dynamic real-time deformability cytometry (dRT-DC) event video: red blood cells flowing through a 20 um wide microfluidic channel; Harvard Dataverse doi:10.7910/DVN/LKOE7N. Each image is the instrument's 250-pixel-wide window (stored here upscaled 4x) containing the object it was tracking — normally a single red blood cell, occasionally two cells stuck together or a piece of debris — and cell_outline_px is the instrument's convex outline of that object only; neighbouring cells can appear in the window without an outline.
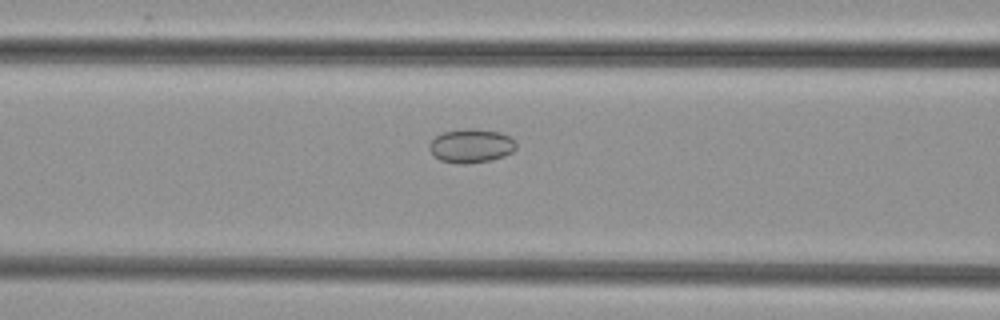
{"species": "common noctule bat (a hibernating species)", "species_latin": "Nyctalus noctula", "temperature_condition": "cold", "stored_images_in_passage": 53, "camera_frame_rate_fps": 3000, "um_per_image_px": 0.085, "animal": {"sex": "female", "body_mass_g": 29.2, "forearm_length_mm": 56.3}, "frame": {"image": 1, "passage_image": 23, "time_ms": 7.333, "image_size_px": [1000, 320], "cell_outline_px": [[516, 148], [512, 152], [504, 156], [492, 160], [464, 164], [456, 164], [440, 160], [428, 148], [428, 144], [436, 136], [444, 132], [464, 128], [472, 128], [500, 132], [516, 140]], "centroid_in_image_um": [40.06, 12.39], "position_along_channel_um": 126.5, "area_um2": 17.22}}
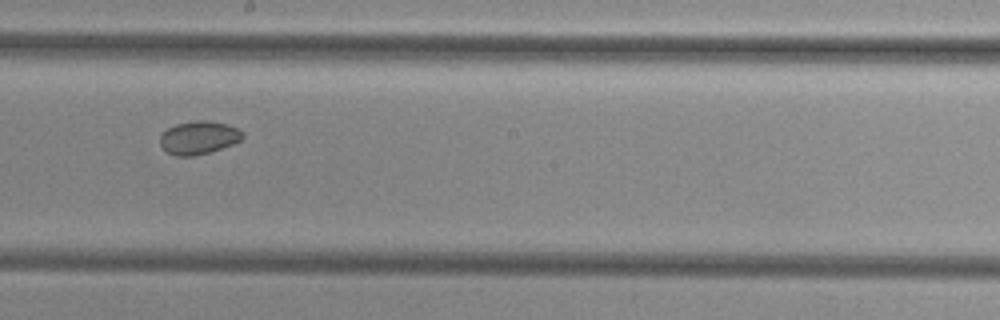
{"frame": {"image": 2, "passage_image": 31, "time_ms": 10.0, "image_size_px": [1000, 320], "cell_outline_px": [[244, 136], [240, 140], [232, 144], [212, 152], [192, 156], [176, 156], [168, 152], [160, 144], [160, 132], [176, 124], [196, 120], [208, 120], [224, 124], [236, 128], [244, 132]], "centroid_in_image_um": [16.87, 11.7], "position_along_channel_um": 231.3, "area_um2": 15.95}}
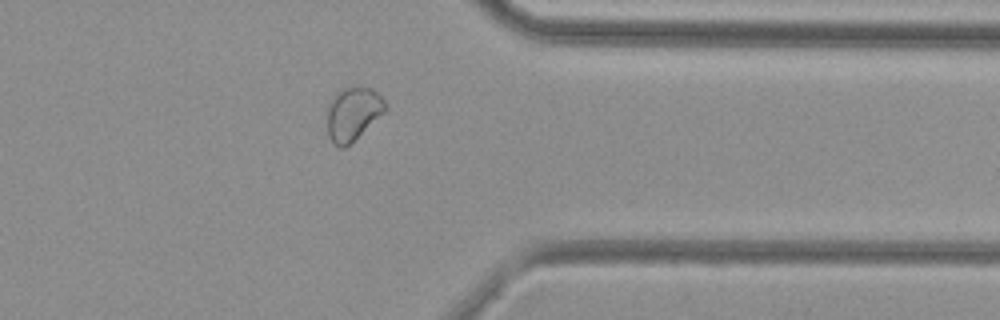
{"frame": {"image": 3, "passage_image": 43, "time_ms": 14.0, "image_size_px": [1000, 320], "cell_outline_px": [[388, 108], [384, 112], [344, 148], [340, 148], [328, 136], [328, 104], [336, 92], [344, 88], [372, 88], [384, 100]], "centroid_in_image_um": [29.99, 9.65], "position_along_channel_um": 381.4, "area_um2": 17.51}}